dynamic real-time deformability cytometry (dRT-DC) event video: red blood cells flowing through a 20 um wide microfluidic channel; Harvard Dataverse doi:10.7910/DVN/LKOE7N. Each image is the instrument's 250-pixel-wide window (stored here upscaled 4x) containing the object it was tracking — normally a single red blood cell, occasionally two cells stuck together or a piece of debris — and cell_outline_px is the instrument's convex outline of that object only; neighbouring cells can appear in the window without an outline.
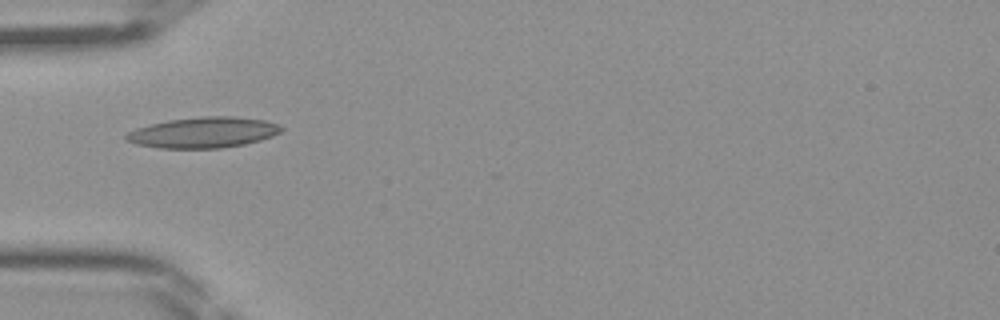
{"species": "Egyptian fruit bat (a non-hibernating species)", "species_latin": "Rousettus aegyptiacus", "temperature_condition": "room temperature", "stored_images_in_passage": 28, "camera_frame_rate_fps": 3000, "um_per_image_px": 0.085, "frame": {"image": 1, "passage_image": 1, "time_ms": 0.0, "image_size_px": [1000, 320], "cell_outline_px": [[284, 128], [280, 132], [272, 136], [260, 140], [244, 144], [220, 148], [160, 148], [136, 144], [124, 140], [124, 136], [128, 132], [136, 128], [168, 120], [204, 116], [232, 116], [264, 120], [276, 124]], "centroid_in_image_um": [17.26, 11.26], "position_along_channel_um": 67.7, "area_um2": 27.63}}
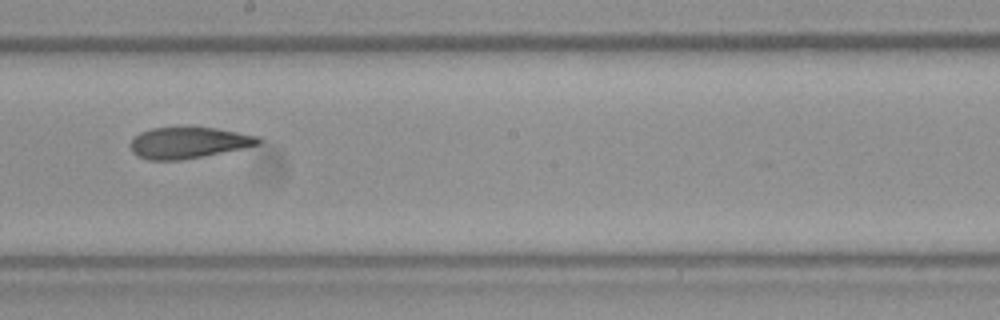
{"frame": {"image": 2, "passage_image": 12, "time_ms": 3.667, "image_size_px": [1000, 320], "cell_outline_px": [[260, 144], [244, 148], [184, 160], [148, 160], [136, 156], [132, 152], [128, 144], [132, 136], [140, 132], [152, 128], [216, 128], [260, 136]], "centroid_in_image_um": [15.97, 12.14], "position_along_channel_um": 232.2, "area_um2": 23.47}}
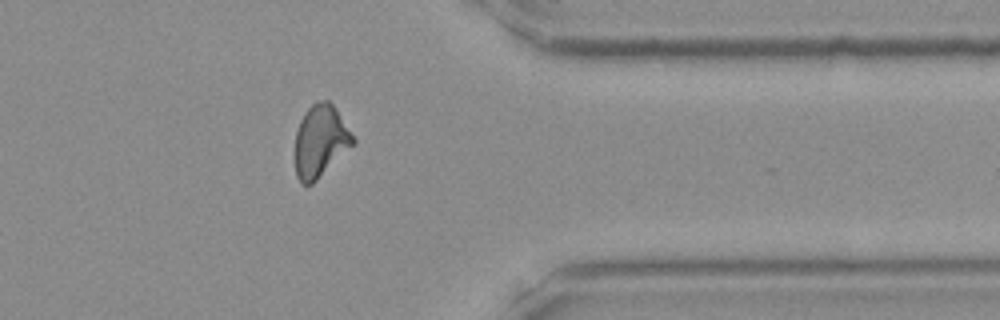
{"frame": {"image": 3, "passage_image": 23, "time_ms": 7.333, "image_size_px": [1000, 320], "cell_outline_px": [[356, 144], [312, 184], [300, 184], [296, 176], [296, 132], [300, 120], [304, 112], [316, 100], [328, 100], [336, 108], [356, 140]], "centroid_in_image_um": [27.25, 11.99], "position_along_channel_um": 384.1, "area_um2": 24.51}}